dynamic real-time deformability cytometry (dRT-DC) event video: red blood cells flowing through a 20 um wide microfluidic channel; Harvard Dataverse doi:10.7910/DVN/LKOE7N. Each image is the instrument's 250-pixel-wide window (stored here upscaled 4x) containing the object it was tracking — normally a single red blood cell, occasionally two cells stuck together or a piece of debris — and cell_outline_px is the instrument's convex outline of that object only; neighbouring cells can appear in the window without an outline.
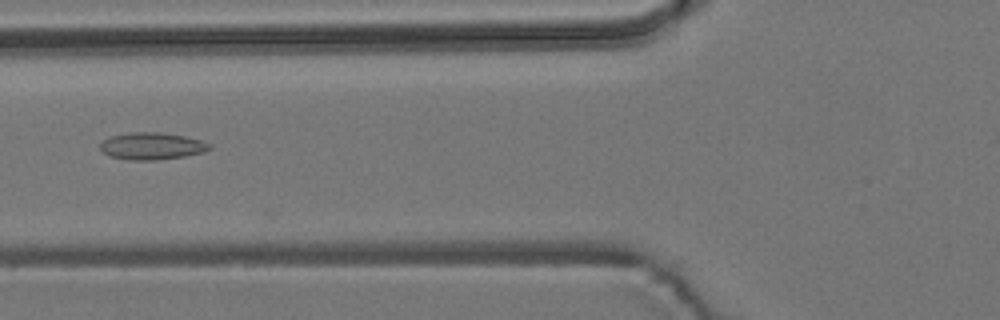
{"species": "common noctule bat (a hibernating species)", "species_latin": "Nyctalus noctula", "temperature_condition": "room temperature", "stored_images_in_passage": 14, "camera_frame_rate_fps": 3000, "um_per_image_px": 0.085, "animal": {"sex": "male", "body_mass_g": 19.2, "forearm_length_mm": 51.8}, "frame": {"image": 1, "passage_image": 5, "time_ms": 5.667, "image_size_px": [1000, 320], "cell_outline_px": [[212, 148], [204, 152], [184, 156], [156, 160], [128, 160], [108, 156], [100, 148], [100, 144], [108, 136], [128, 132], [160, 132], [184, 136], [200, 140], [212, 144]], "centroid_in_image_um": [12.89, 12.41], "position_along_channel_um": 112.9, "area_um2": 17.4}}
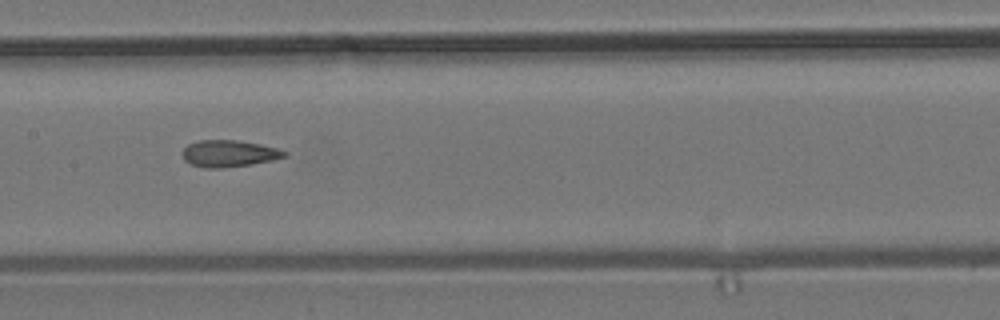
{"frame": {"image": 2, "passage_image": 7, "time_ms": 7.667, "image_size_px": [1000, 320], "cell_outline_px": [[288, 156], [272, 160], [252, 164], [220, 168], [204, 168], [192, 164], [184, 160], [180, 152], [188, 144], [200, 140], [240, 140], [260, 144], [276, 148], [288, 152]], "centroid_in_image_um": [19.45, 13.04], "position_along_channel_um": 187.9, "area_um2": 16.01}}
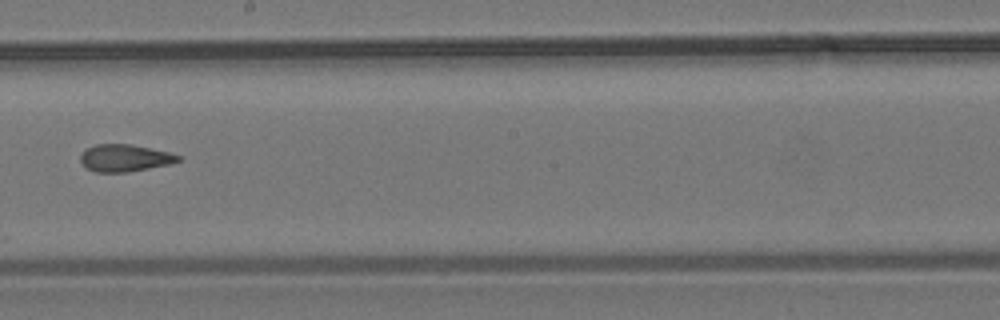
{"frame": {"image": 3, "passage_image": 8, "time_ms": 9.0, "image_size_px": [1000, 320], "cell_outline_px": [[180, 160], [168, 164], [128, 172], [96, 172], [88, 168], [80, 160], [80, 156], [84, 148], [96, 144], [132, 144], [168, 152], [180, 156]], "centroid_in_image_um": [10.56, 13.41], "position_along_channel_um": 237.6, "area_um2": 15.32}}